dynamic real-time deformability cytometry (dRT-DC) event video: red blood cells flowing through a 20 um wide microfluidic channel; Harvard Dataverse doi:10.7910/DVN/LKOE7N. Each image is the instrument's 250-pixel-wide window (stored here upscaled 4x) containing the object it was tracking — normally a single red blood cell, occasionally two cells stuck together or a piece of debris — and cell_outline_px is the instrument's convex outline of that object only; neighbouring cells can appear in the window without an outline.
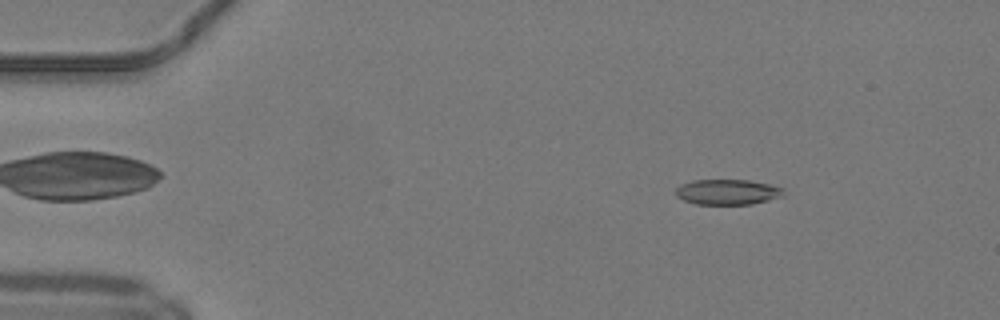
{"species": "common noctule bat (a hibernating species)", "species_latin": "Nyctalus noctula", "temperature_condition": "warm", "stored_images_in_passage": 47, "camera_frame_rate_fps": 3000, "um_per_image_px": 0.085, "animal": {"sex": "male", "body_mass_g": 19.2, "forearm_length_mm": 51.8}, "frame": {"image": 1, "passage_image": 5, "time_ms": 1.333, "image_size_px": [1000, 320], "cell_outline_px": [[784, 196], [752, 204], [696, 204], [684, 200], [676, 196], [676, 188], [680, 184], [692, 180], [748, 180], [768, 184], [784, 188]], "centroid_in_image_um": [61.84, 16.32], "position_along_channel_um": 23.2, "area_um2": 15.95}}
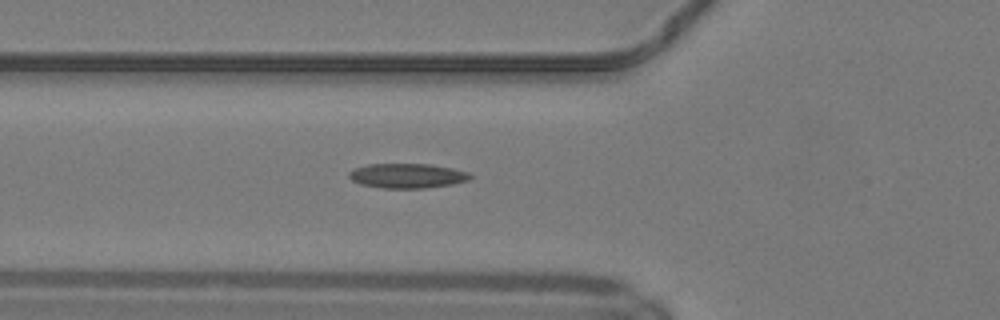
{"frame": {"image": 2, "passage_image": 16, "time_ms": 5.0, "image_size_px": [1000, 320], "cell_outline_px": [[472, 176], [468, 180], [452, 184], [424, 188], [380, 188], [360, 184], [352, 180], [348, 176], [348, 172], [356, 168], [368, 164], [428, 164], [452, 168], [468, 172]], "centroid_in_image_um": [34.59, 14.94], "position_along_channel_um": 91.2, "area_um2": 17.34}}
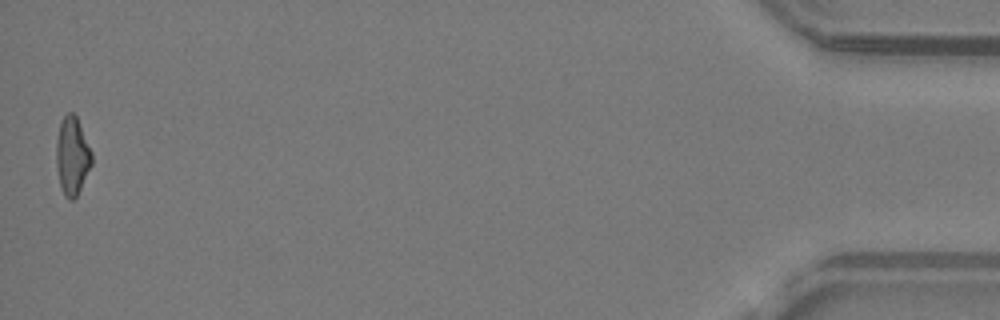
{"frame": {"image": 3, "passage_image": 47, "time_ms": 15.333, "image_size_px": [1000, 320], "cell_outline_px": [[92, 164], [76, 196], [72, 200], [68, 200], [64, 196], [60, 184], [56, 168], [56, 144], [60, 124], [64, 116], [68, 112], [72, 112], [76, 116], [92, 152]], "centroid_in_image_um": [6.13, 13.26], "position_along_channel_um": 429.1, "area_um2": 15.95}, "authors_computed_cell_mechanics": {"area_um2": 16.473, "velocity_mm_per_s": 4.1799, "shape_relaxation_time_tau1_ms": null, "shape_relaxation_time_tau2_ms": 4.3473, "deformation_change_tau1": null, "deformation_change_tau2": 0.1231}}